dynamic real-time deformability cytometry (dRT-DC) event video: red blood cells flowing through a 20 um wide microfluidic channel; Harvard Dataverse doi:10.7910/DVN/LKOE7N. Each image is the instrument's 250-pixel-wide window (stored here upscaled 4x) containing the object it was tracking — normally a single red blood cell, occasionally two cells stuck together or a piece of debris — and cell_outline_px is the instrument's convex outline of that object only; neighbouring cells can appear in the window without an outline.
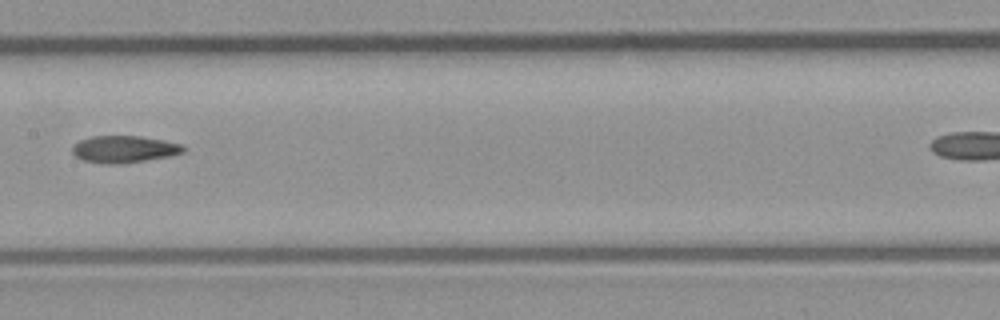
{"species": "common noctule bat (a hibernating species)", "species_latin": "Nyctalus noctula", "temperature_condition": "room temperature", "stored_images_in_passage": 8, "camera_frame_rate_fps": 3000, "um_per_image_px": 0.085, "animal": {"sex": "male", "body_mass_g": 23.1, "forearm_length_mm": 52.7}, "frame": {"image": 1, "passage_image": 7, "time_ms": 7.0, "image_size_px": [1000, 320], "cell_outline_px": [[184, 152], [168, 156], [124, 164], [108, 164], [84, 160], [76, 156], [72, 152], [72, 148], [80, 140], [92, 136], [140, 136], [164, 140], [184, 144]], "centroid_in_image_um": [10.58, 12.68], "position_along_channel_um": 196.8, "area_um2": 17.4}}